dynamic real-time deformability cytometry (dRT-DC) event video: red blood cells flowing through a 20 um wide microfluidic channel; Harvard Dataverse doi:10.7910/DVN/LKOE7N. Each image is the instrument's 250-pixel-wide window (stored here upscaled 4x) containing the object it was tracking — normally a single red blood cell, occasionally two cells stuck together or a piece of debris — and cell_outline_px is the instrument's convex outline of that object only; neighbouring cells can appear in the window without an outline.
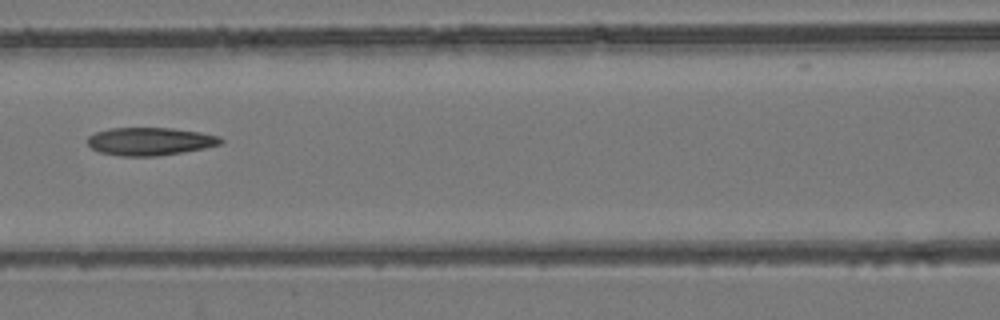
{"species": "common noctule bat (a hibernating species)", "species_latin": "Nyctalus noctula", "temperature_condition": "room temperature", "stored_images_in_passage": 5, "camera_frame_rate_fps": 3000, "um_per_image_px": 0.085, "animal": {"sex": "female", "body_mass_g": 24.6, "forearm_length_mm": 56.2}, "frame": {"image": 1, "passage_image": 5, "time_ms": 1.333, "image_size_px": [1000, 320], "cell_outline_px": [[224, 140], [220, 144], [204, 148], [160, 156], [120, 156], [100, 152], [92, 148], [88, 144], [88, 136], [96, 132], [108, 128], [172, 128], [200, 132], [220, 136]], "centroid_in_image_um": [12.75, 12.01], "position_along_channel_um": 153.8, "area_um2": 21.68}}